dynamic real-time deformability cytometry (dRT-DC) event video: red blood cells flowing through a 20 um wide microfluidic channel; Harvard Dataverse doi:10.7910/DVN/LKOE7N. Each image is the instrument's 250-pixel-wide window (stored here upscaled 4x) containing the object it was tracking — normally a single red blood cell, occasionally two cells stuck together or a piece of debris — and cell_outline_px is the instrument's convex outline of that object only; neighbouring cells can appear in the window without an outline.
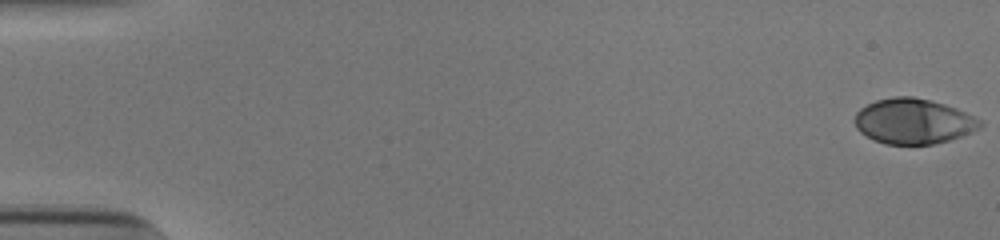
{"species": "human", "species_latin": "Homo sapiens", "temperature_condition": "cold", "stored_images_in_passage": 37, "camera_frame_rate_fps": 3000, "um_per_image_px": 0.085, "donor": {"sex": "male"}, "frame": {"image": 1, "passage_image": 1, "time_ms": 0.0, "image_size_px": [1000, 240], "cell_outline_px": [[984, 124], [980, 128], [972, 132], [948, 140], [932, 144], [884, 144], [872, 140], [860, 132], [856, 128], [856, 112], [860, 108], [876, 100], [892, 96], [912, 96], [932, 100], [956, 108], [980, 120]], "centroid_in_image_um": [77.62, 10.3], "position_along_channel_um": 7.4, "area_um2": 33.06}}
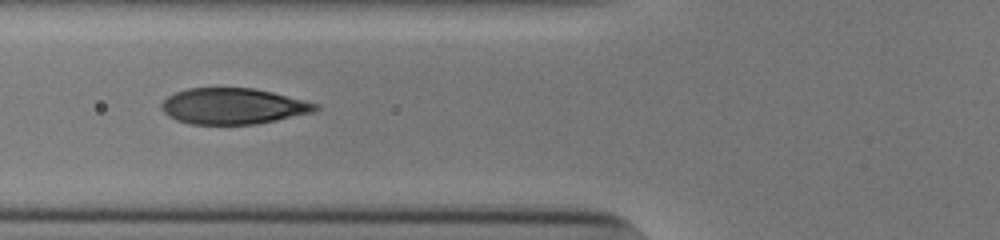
{"frame": {"image": 2, "passage_image": 22, "time_ms": 7.0, "image_size_px": [1000, 240], "cell_outline_px": [[320, 108], [312, 112], [276, 120], [256, 124], [188, 124], [176, 120], [168, 116], [160, 108], [160, 104], [168, 96], [176, 92], [188, 88], [252, 88], [272, 92], [320, 104]], "centroid_in_image_um": [19.79, 9.03], "position_along_channel_um": 106.0, "area_um2": 32.25}}
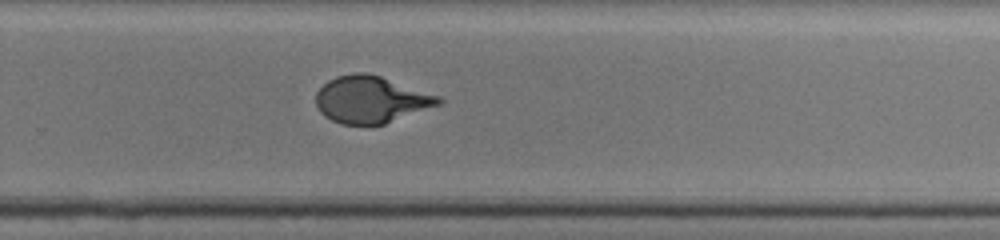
{"frame": {"image": 3, "passage_image": 37, "time_ms": 12.0, "image_size_px": [1000, 240], "cell_outline_px": [[444, 104], [384, 124], [340, 124], [324, 116], [320, 112], [316, 104], [316, 92], [328, 80], [336, 76], [352, 72], [368, 72], [440, 96], [444, 100]], "centroid_in_image_um": [31.55, 8.45], "position_along_channel_um": 298.2, "area_um2": 33.76}}